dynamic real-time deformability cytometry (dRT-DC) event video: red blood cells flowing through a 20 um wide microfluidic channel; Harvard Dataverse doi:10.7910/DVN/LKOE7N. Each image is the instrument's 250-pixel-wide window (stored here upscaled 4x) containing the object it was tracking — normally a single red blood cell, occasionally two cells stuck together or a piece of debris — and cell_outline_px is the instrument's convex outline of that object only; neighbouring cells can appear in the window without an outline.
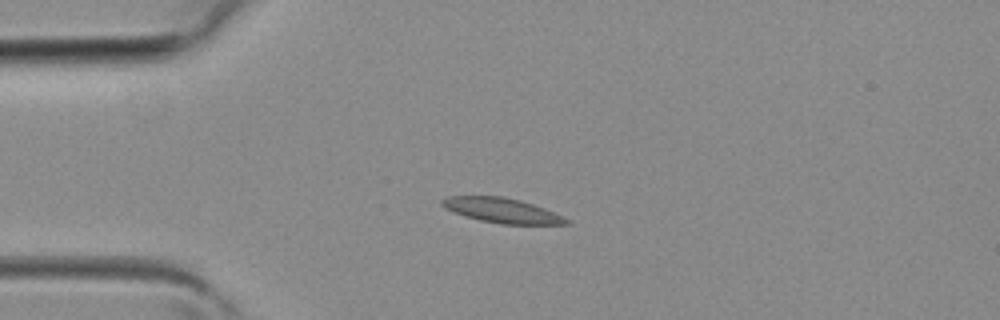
{"species": "common noctule bat (a hibernating species)", "species_latin": "Nyctalus noctula", "temperature_condition": "room temperature", "stored_images_in_passage": 4, "camera_frame_rate_fps": 3000, "um_per_image_px": 0.085, "animal": {"sex": "female", "body_mass_g": 19.3, "forearm_length_mm": 54.1}, "frame": {"image": 1, "passage_image": 4, "time_ms": 1.0, "image_size_px": [1000, 320], "cell_outline_px": [[572, 224], [500, 224], [480, 220], [464, 216], [444, 208], [440, 204], [440, 200], [448, 196], [504, 196], [520, 200], [544, 208], [572, 220]], "centroid_in_image_um": [42.67, 17.89], "position_along_channel_um": 42.3, "area_um2": 18.09}}